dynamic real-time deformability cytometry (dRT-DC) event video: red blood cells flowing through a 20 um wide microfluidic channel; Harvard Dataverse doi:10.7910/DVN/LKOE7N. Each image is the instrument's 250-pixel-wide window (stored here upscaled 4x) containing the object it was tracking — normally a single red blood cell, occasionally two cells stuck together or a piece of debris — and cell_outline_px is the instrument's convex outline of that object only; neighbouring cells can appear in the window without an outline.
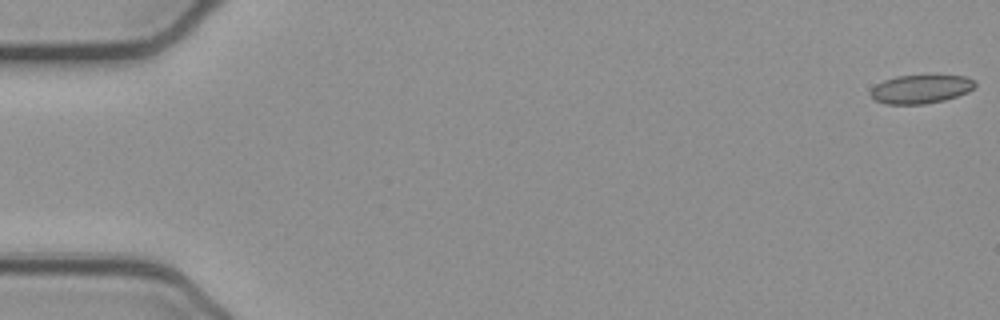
{"species": "common noctule bat (a hibernating species)", "species_latin": "Nyctalus noctula", "temperature_condition": "cold", "stored_images_in_passage": 53, "camera_frame_rate_fps": 3000, "um_per_image_px": 0.085, "animal": {"sex": "female", "body_mass_g": 21.9}, "frame": {"image": 1, "passage_image": 1, "time_ms": 0.0, "image_size_px": [1000, 320], "cell_outline_px": [[976, 84], [968, 92], [944, 100], [924, 104], [888, 104], [876, 100], [868, 92], [876, 84], [884, 80], [896, 76], [968, 76], [976, 80]], "centroid_in_image_um": [78.27, 7.57], "position_along_channel_um": 6.7, "area_um2": 17.28}}
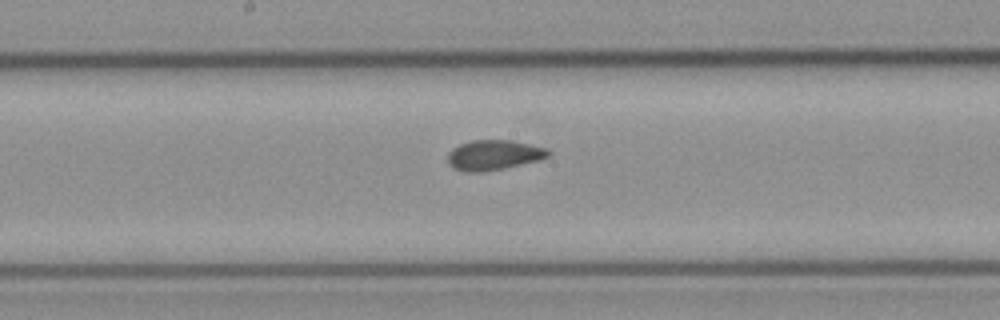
{"frame": {"image": 2, "passage_image": 28, "time_ms": 9.0, "image_size_px": [1000, 320], "cell_outline_px": [[552, 152], [548, 156], [540, 160], [504, 168], [480, 172], [464, 172], [452, 168], [448, 164], [448, 152], [452, 148], [460, 144], [472, 140], [508, 140], [548, 148]], "centroid_in_image_um": [41.95, 13.18], "position_along_channel_um": 206.3, "area_um2": 17.69}}
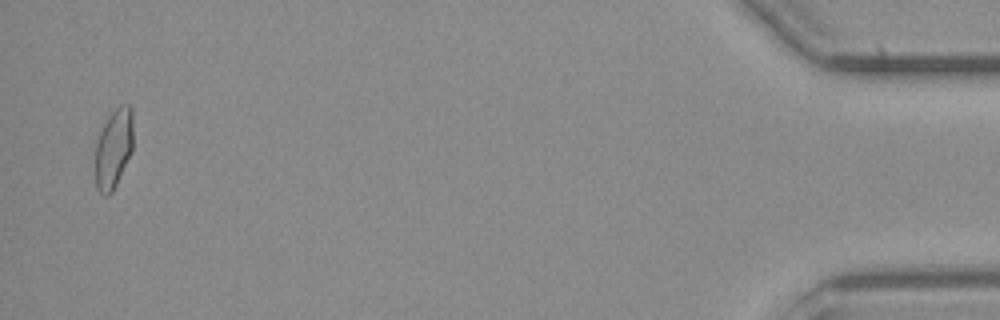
{"frame": {"image": 3, "passage_image": 52, "time_ms": 17.0, "image_size_px": [1000, 320], "cell_outline_px": [[132, 152], [112, 192], [108, 196], [104, 196], [96, 188], [96, 140], [108, 116], [120, 104], [128, 104], [132, 108]], "centroid_in_image_um": [9.66, 12.62], "position_along_channel_um": 425.5, "area_um2": 17.51}, "authors_computed_cell_mechanics": {"area_um2": 17.6868, "velocity_mm_per_s": 3.8863, "shape_relaxation_time_tau1_ms": null, "shape_relaxation_time_tau2_ms": 2.0163, "deformation_change_tau1": null, "deformation_change_tau2": 0.0617}}